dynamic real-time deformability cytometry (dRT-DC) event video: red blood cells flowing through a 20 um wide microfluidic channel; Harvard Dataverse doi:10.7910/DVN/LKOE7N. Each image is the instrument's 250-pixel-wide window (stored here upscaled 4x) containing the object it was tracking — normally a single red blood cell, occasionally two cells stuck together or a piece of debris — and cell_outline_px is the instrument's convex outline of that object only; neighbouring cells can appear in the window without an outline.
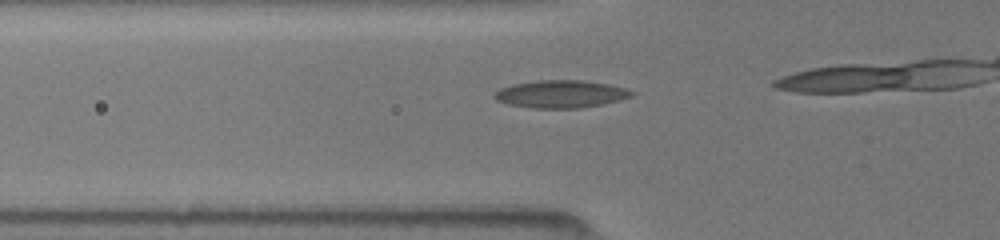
{"species": "common noctule bat (a hibernating species)", "species_latin": "Nyctalus noctula", "temperature_condition": "room temperature", "stored_images_in_passage": 9, "camera_frame_rate_fps": 3000, "um_per_image_px": 0.085, "animal": {"sex": "female", "body_mass_g": 19.5, "forearm_length_mm": 54.1}, "frame": {"image": 1, "passage_image": 2, "time_ms": 0.333, "image_size_px": [1000, 240], "cell_outline_px": [[636, 92], [632, 96], [620, 100], [604, 104], [580, 108], [532, 108], [508, 104], [496, 100], [492, 96], [500, 88], [512, 84], [536, 80], [584, 80], [608, 84], [628, 88]], "centroid_in_image_um": [47.69, 7.99], "position_along_channel_um": 78.1, "area_um2": 22.31}}
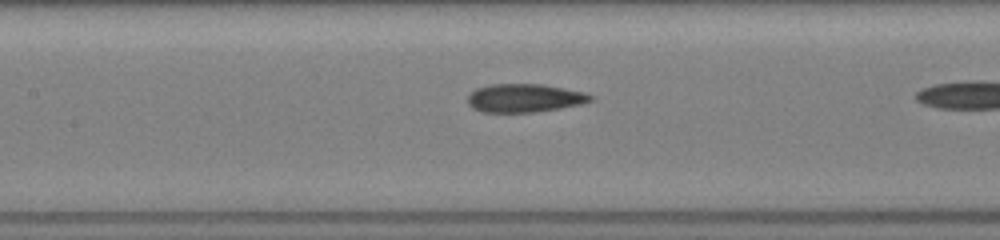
{"frame": {"image": 2, "passage_image": 8, "time_ms": 2.333, "image_size_px": [1000, 240], "cell_outline_px": [[592, 100], [580, 104], [560, 108], [532, 112], [484, 112], [472, 108], [468, 104], [468, 96], [476, 88], [488, 84], [544, 84], [584, 92], [592, 96]], "centroid_in_image_um": [44.55, 8.32], "position_along_channel_um": 162.8, "area_um2": 20.23}}